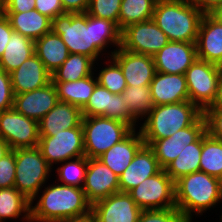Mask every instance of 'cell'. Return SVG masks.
Listing matches in <instances>:
<instances>
[{"mask_svg":"<svg viewBox=\"0 0 222 222\" xmlns=\"http://www.w3.org/2000/svg\"><path fill=\"white\" fill-rule=\"evenodd\" d=\"M51 30L60 35L69 53L89 56L95 62L107 53L105 57H111L121 46L118 26L113 21L91 16L87 12L58 15L52 20ZM112 45L116 48L107 52L106 49L109 46L112 48Z\"/></svg>","mask_w":222,"mask_h":222,"instance_id":"obj_1","label":"cell"},{"mask_svg":"<svg viewBox=\"0 0 222 222\" xmlns=\"http://www.w3.org/2000/svg\"><path fill=\"white\" fill-rule=\"evenodd\" d=\"M43 187L42 192H38L40 196L31 201V222H62L91 211L82 188L56 181Z\"/></svg>","mask_w":222,"mask_h":222,"instance_id":"obj_2","label":"cell"},{"mask_svg":"<svg viewBox=\"0 0 222 222\" xmlns=\"http://www.w3.org/2000/svg\"><path fill=\"white\" fill-rule=\"evenodd\" d=\"M175 202L183 218L193 222L194 213L200 217L222 203V180L201 171L181 176L175 181Z\"/></svg>","mask_w":222,"mask_h":222,"instance_id":"obj_3","label":"cell"},{"mask_svg":"<svg viewBox=\"0 0 222 222\" xmlns=\"http://www.w3.org/2000/svg\"><path fill=\"white\" fill-rule=\"evenodd\" d=\"M203 15L189 0H158L152 19L169 41L196 43Z\"/></svg>","mask_w":222,"mask_h":222,"instance_id":"obj_4","label":"cell"},{"mask_svg":"<svg viewBox=\"0 0 222 222\" xmlns=\"http://www.w3.org/2000/svg\"><path fill=\"white\" fill-rule=\"evenodd\" d=\"M204 112L191 101L156 105L139 126L145 145L193 125Z\"/></svg>","mask_w":222,"mask_h":222,"instance_id":"obj_5","label":"cell"},{"mask_svg":"<svg viewBox=\"0 0 222 222\" xmlns=\"http://www.w3.org/2000/svg\"><path fill=\"white\" fill-rule=\"evenodd\" d=\"M52 170L37 147L15 149L14 187L28 200L32 201L38 195Z\"/></svg>","mask_w":222,"mask_h":222,"instance_id":"obj_6","label":"cell"},{"mask_svg":"<svg viewBox=\"0 0 222 222\" xmlns=\"http://www.w3.org/2000/svg\"><path fill=\"white\" fill-rule=\"evenodd\" d=\"M84 151L87 158H98L134 129L117 119L83 116Z\"/></svg>","mask_w":222,"mask_h":222,"instance_id":"obj_7","label":"cell"},{"mask_svg":"<svg viewBox=\"0 0 222 222\" xmlns=\"http://www.w3.org/2000/svg\"><path fill=\"white\" fill-rule=\"evenodd\" d=\"M221 72L220 66L199 58L185 72L189 100L203 112L215 99Z\"/></svg>","mask_w":222,"mask_h":222,"instance_id":"obj_8","label":"cell"},{"mask_svg":"<svg viewBox=\"0 0 222 222\" xmlns=\"http://www.w3.org/2000/svg\"><path fill=\"white\" fill-rule=\"evenodd\" d=\"M128 194L142 210L175 208V182L161 169L157 174L146 178Z\"/></svg>","mask_w":222,"mask_h":222,"instance_id":"obj_9","label":"cell"},{"mask_svg":"<svg viewBox=\"0 0 222 222\" xmlns=\"http://www.w3.org/2000/svg\"><path fill=\"white\" fill-rule=\"evenodd\" d=\"M37 148L52 168L66 160L85 156L82 124L58 131L54 136H40Z\"/></svg>","mask_w":222,"mask_h":222,"instance_id":"obj_10","label":"cell"},{"mask_svg":"<svg viewBox=\"0 0 222 222\" xmlns=\"http://www.w3.org/2000/svg\"><path fill=\"white\" fill-rule=\"evenodd\" d=\"M0 137L11 150L35 148L40 139L39 122L17 112L14 108L0 112Z\"/></svg>","mask_w":222,"mask_h":222,"instance_id":"obj_11","label":"cell"},{"mask_svg":"<svg viewBox=\"0 0 222 222\" xmlns=\"http://www.w3.org/2000/svg\"><path fill=\"white\" fill-rule=\"evenodd\" d=\"M169 42L153 19L129 25L121 31V48L136 54L155 55Z\"/></svg>","mask_w":222,"mask_h":222,"instance_id":"obj_12","label":"cell"},{"mask_svg":"<svg viewBox=\"0 0 222 222\" xmlns=\"http://www.w3.org/2000/svg\"><path fill=\"white\" fill-rule=\"evenodd\" d=\"M82 114L89 117L103 116L117 119L130 125L133 129L139 128V122L128 110L121 94H112L99 83L96 84L88 103L82 108Z\"/></svg>","mask_w":222,"mask_h":222,"instance_id":"obj_13","label":"cell"},{"mask_svg":"<svg viewBox=\"0 0 222 222\" xmlns=\"http://www.w3.org/2000/svg\"><path fill=\"white\" fill-rule=\"evenodd\" d=\"M206 131L204 114L191 126L176 131L167 138L154 141L149 147L162 169L185 149L188 144L195 142Z\"/></svg>","mask_w":222,"mask_h":222,"instance_id":"obj_14","label":"cell"},{"mask_svg":"<svg viewBox=\"0 0 222 222\" xmlns=\"http://www.w3.org/2000/svg\"><path fill=\"white\" fill-rule=\"evenodd\" d=\"M82 189L87 201L95 202L120 192L118 176L97 158H88V166Z\"/></svg>","mask_w":222,"mask_h":222,"instance_id":"obj_15","label":"cell"},{"mask_svg":"<svg viewBox=\"0 0 222 222\" xmlns=\"http://www.w3.org/2000/svg\"><path fill=\"white\" fill-rule=\"evenodd\" d=\"M97 222H138L142 209L128 193L118 192L91 205Z\"/></svg>","mask_w":222,"mask_h":222,"instance_id":"obj_16","label":"cell"},{"mask_svg":"<svg viewBox=\"0 0 222 222\" xmlns=\"http://www.w3.org/2000/svg\"><path fill=\"white\" fill-rule=\"evenodd\" d=\"M111 57L121 67L127 86H150L156 73L153 56L132 53L120 47Z\"/></svg>","mask_w":222,"mask_h":222,"instance_id":"obj_17","label":"cell"},{"mask_svg":"<svg viewBox=\"0 0 222 222\" xmlns=\"http://www.w3.org/2000/svg\"><path fill=\"white\" fill-rule=\"evenodd\" d=\"M153 59L156 72L185 74L197 59L196 43L169 41Z\"/></svg>","mask_w":222,"mask_h":222,"instance_id":"obj_18","label":"cell"},{"mask_svg":"<svg viewBox=\"0 0 222 222\" xmlns=\"http://www.w3.org/2000/svg\"><path fill=\"white\" fill-rule=\"evenodd\" d=\"M58 102L53 82L48 85L14 95L13 108L24 116L39 122Z\"/></svg>","mask_w":222,"mask_h":222,"instance_id":"obj_19","label":"cell"},{"mask_svg":"<svg viewBox=\"0 0 222 222\" xmlns=\"http://www.w3.org/2000/svg\"><path fill=\"white\" fill-rule=\"evenodd\" d=\"M197 58L222 68V24L204 14L196 41Z\"/></svg>","mask_w":222,"mask_h":222,"instance_id":"obj_20","label":"cell"},{"mask_svg":"<svg viewBox=\"0 0 222 222\" xmlns=\"http://www.w3.org/2000/svg\"><path fill=\"white\" fill-rule=\"evenodd\" d=\"M14 95L33 91L52 82V75L36 54L10 73Z\"/></svg>","mask_w":222,"mask_h":222,"instance_id":"obj_21","label":"cell"},{"mask_svg":"<svg viewBox=\"0 0 222 222\" xmlns=\"http://www.w3.org/2000/svg\"><path fill=\"white\" fill-rule=\"evenodd\" d=\"M161 169L153 150L144 145L125 171L118 177L120 192L128 193L146 178L157 174Z\"/></svg>","mask_w":222,"mask_h":222,"instance_id":"obj_22","label":"cell"},{"mask_svg":"<svg viewBox=\"0 0 222 222\" xmlns=\"http://www.w3.org/2000/svg\"><path fill=\"white\" fill-rule=\"evenodd\" d=\"M150 91L155 106L190 101L185 74L156 72Z\"/></svg>","mask_w":222,"mask_h":222,"instance_id":"obj_23","label":"cell"},{"mask_svg":"<svg viewBox=\"0 0 222 222\" xmlns=\"http://www.w3.org/2000/svg\"><path fill=\"white\" fill-rule=\"evenodd\" d=\"M144 145L140 131L134 129L126 138L113 145L97 159L119 177Z\"/></svg>","mask_w":222,"mask_h":222,"instance_id":"obj_24","label":"cell"},{"mask_svg":"<svg viewBox=\"0 0 222 222\" xmlns=\"http://www.w3.org/2000/svg\"><path fill=\"white\" fill-rule=\"evenodd\" d=\"M82 120V109L67 102L58 101L39 121V135L54 136L58 131L80 126Z\"/></svg>","mask_w":222,"mask_h":222,"instance_id":"obj_25","label":"cell"},{"mask_svg":"<svg viewBox=\"0 0 222 222\" xmlns=\"http://www.w3.org/2000/svg\"><path fill=\"white\" fill-rule=\"evenodd\" d=\"M35 54L52 74L68 58L69 51L60 35L52 30L34 41Z\"/></svg>","mask_w":222,"mask_h":222,"instance_id":"obj_26","label":"cell"},{"mask_svg":"<svg viewBox=\"0 0 222 222\" xmlns=\"http://www.w3.org/2000/svg\"><path fill=\"white\" fill-rule=\"evenodd\" d=\"M10 21L14 32L33 41L51 31L52 20L36 9L21 13H3Z\"/></svg>","mask_w":222,"mask_h":222,"instance_id":"obj_27","label":"cell"},{"mask_svg":"<svg viewBox=\"0 0 222 222\" xmlns=\"http://www.w3.org/2000/svg\"><path fill=\"white\" fill-rule=\"evenodd\" d=\"M97 83L96 73L77 81L53 82L58 101L67 102L80 109L88 103Z\"/></svg>","mask_w":222,"mask_h":222,"instance_id":"obj_28","label":"cell"},{"mask_svg":"<svg viewBox=\"0 0 222 222\" xmlns=\"http://www.w3.org/2000/svg\"><path fill=\"white\" fill-rule=\"evenodd\" d=\"M34 54V41L27 36L13 32L0 58V69L11 73Z\"/></svg>","mask_w":222,"mask_h":222,"instance_id":"obj_29","label":"cell"},{"mask_svg":"<svg viewBox=\"0 0 222 222\" xmlns=\"http://www.w3.org/2000/svg\"><path fill=\"white\" fill-rule=\"evenodd\" d=\"M21 216V217H20ZM22 218L31 222V201L15 187L0 189V222Z\"/></svg>","mask_w":222,"mask_h":222,"instance_id":"obj_30","label":"cell"},{"mask_svg":"<svg viewBox=\"0 0 222 222\" xmlns=\"http://www.w3.org/2000/svg\"><path fill=\"white\" fill-rule=\"evenodd\" d=\"M99 62L83 54H69L63 64L54 71L52 82L77 81L96 72ZM96 70H95V69Z\"/></svg>","mask_w":222,"mask_h":222,"instance_id":"obj_31","label":"cell"},{"mask_svg":"<svg viewBox=\"0 0 222 222\" xmlns=\"http://www.w3.org/2000/svg\"><path fill=\"white\" fill-rule=\"evenodd\" d=\"M201 152L202 135L195 142L188 144L177 158L164 168L165 172L175 182L181 176L200 171Z\"/></svg>","mask_w":222,"mask_h":222,"instance_id":"obj_32","label":"cell"},{"mask_svg":"<svg viewBox=\"0 0 222 222\" xmlns=\"http://www.w3.org/2000/svg\"><path fill=\"white\" fill-rule=\"evenodd\" d=\"M200 171L222 180V140L212 137L207 130L202 134Z\"/></svg>","mask_w":222,"mask_h":222,"instance_id":"obj_33","label":"cell"},{"mask_svg":"<svg viewBox=\"0 0 222 222\" xmlns=\"http://www.w3.org/2000/svg\"><path fill=\"white\" fill-rule=\"evenodd\" d=\"M157 0H122L118 28L122 31L129 25L153 18Z\"/></svg>","mask_w":222,"mask_h":222,"instance_id":"obj_34","label":"cell"},{"mask_svg":"<svg viewBox=\"0 0 222 222\" xmlns=\"http://www.w3.org/2000/svg\"><path fill=\"white\" fill-rule=\"evenodd\" d=\"M121 96L132 116L140 123L155 107L150 86H127Z\"/></svg>","mask_w":222,"mask_h":222,"instance_id":"obj_35","label":"cell"},{"mask_svg":"<svg viewBox=\"0 0 222 222\" xmlns=\"http://www.w3.org/2000/svg\"><path fill=\"white\" fill-rule=\"evenodd\" d=\"M60 167L57 166L56 172L58 178L55 180L64 185L83 187L86 170L88 166V158L81 156L78 158L61 162Z\"/></svg>","mask_w":222,"mask_h":222,"instance_id":"obj_36","label":"cell"},{"mask_svg":"<svg viewBox=\"0 0 222 222\" xmlns=\"http://www.w3.org/2000/svg\"><path fill=\"white\" fill-rule=\"evenodd\" d=\"M107 60L104 62L107 66L103 65L105 67L102 66V69L97 71V81L112 94H121L127 87L126 79L119 64L112 57Z\"/></svg>","mask_w":222,"mask_h":222,"instance_id":"obj_37","label":"cell"},{"mask_svg":"<svg viewBox=\"0 0 222 222\" xmlns=\"http://www.w3.org/2000/svg\"><path fill=\"white\" fill-rule=\"evenodd\" d=\"M122 0H90L87 13L91 16L113 21L118 26Z\"/></svg>","mask_w":222,"mask_h":222,"instance_id":"obj_38","label":"cell"},{"mask_svg":"<svg viewBox=\"0 0 222 222\" xmlns=\"http://www.w3.org/2000/svg\"><path fill=\"white\" fill-rule=\"evenodd\" d=\"M138 222H187L175 208L161 210H142Z\"/></svg>","mask_w":222,"mask_h":222,"instance_id":"obj_39","label":"cell"},{"mask_svg":"<svg viewBox=\"0 0 222 222\" xmlns=\"http://www.w3.org/2000/svg\"><path fill=\"white\" fill-rule=\"evenodd\" d=\"M15 150H11L0 160V189L14 187Z\"/></svg>","mask_w":222,"mask_h":222,"instance_id":"obj_40","label":"cell"},{"mask_svg":"<svg viewBox=\"0 0 222 222\" xmlns=\"http://www.w3.org/2000/svg\"><path fill=\"white\" fill-rule=\"evenodd\" d=\"M14 92L10 73L0 69V112L13 108Z\"/></svg>","mask_w":222,"mask_h":222,"instance_id":"obj_41","label":"cell"},{"mask_svg":"<svg viewBox=\"0 0 222 222\" xmlns=\"http://www.w3.org/2000/svg\"><path fill=\"white\" fill-rule=\"evenodd\" d=\"M206 130L214 138L222 140V111L205 110Z\"/></svg>","mask_w":222,"mask_h":222,"instance_id":"obj_42","label":"cell"},{"mask_svg":"<svg viewBox=\"0 0 222 222\" xmlns=\"http://www.w3.org/2000/svg\"><path fill=\"white\" fill-rule=\"evenodd\" d=\"M35 9L51 20L66 13L62 7L61 0H35Z\"/></svg>","mask_w":222,"mask_h":222,"instance_id":"obj_43","label":"cell"},{"mask_svg":"<svg viewBox=\"0 0 222 222\" xmlns=\"http://www.w3.org/2000/svg\"><path fill=\"white\" fill-rule=\"evenodd\" d=\"M3 13H21L35 9V0H3Z\"/></svg>","mask_w":222,"mask_h":222,"instance_id":"obj_44","label":"cell"},{"mask_svg":"<svg viewBox=\"0 0 222 222\" xmlns=\"http://www.w3.org/2000/svg\"><path fill=\"white\" fill-rule=\"evenodd\" d=\"M13 32L9 19L4 14L0 15V58Z\"/></svg>","mask_w":222,"mask_h":222,"instance_id":"obj_45","label":"cell"},{"mask_svg":"<svg viewBox=\"0 0 222 222\" xmlns=\"http://www.w3.org/2000/svg\"><path fill=\"white\" fill-rule=\"evenodd\" d=\"M62 7L68 13H86L90 0H61Z\"/></svg>","mask_w":222,"mask_h":222,"instance_id":"obj_46","label":"cell"},{"mask_svg":"<svg viewBox=\"0 0 222 222\" xmlns=\"http://www.w3.org/2000/svg\"><path fill=\"white\" fill-rule=\"evenodd\" d=\"M204 14L211 13L217 6L222 4V0H189Z\"/></svg>","mask_w":222,"mask_h":222,"instance_id":"obj_47","label":"cell"},{"mask_svg":"<svg viewBox=\"0 0 222 222\" xmlns=\"http://www.w3.org/2000/svg\"><path fill=\"white\" fill-rule=\"evenodd\" d=\"M206 110H220L222 111V72L218 81L217 93L214 101Z\"/></svg>","mask_w":222,"mask_h":222,"instance_id":"obj_48","label":"cell"},{"mask_svg":"<svg viewBox=\"0 0 222 222\" xmlns=\"http://www.w3.org/2000/svg\"><path fill=\"white\" fill-rule=\"evenodd\" d=\"M62 222H97L95 215L92 211H89L87 214L72 217L70 219L64 220Z\"/></svg>","mask_w":222,"mask_h":222,"instance_id":"obj_49","label":"cell"},{"mask_svg":"<svg viewBox=\"0 0 222 222\" xmlns=\"http://www.w3.org/2000/svg\"><path fill=\"white\" fill-rule=\"evenodd\" d=\"M11 151V148L9 144L0 137V160L9 152Z\"/></svg>","mask_w":222,"mask_h":222,"instance_id":"obj_50","label":"cell"},{"mask_svg":"<svg viewBox=\"0 0 222 222\" xmlns=\"http://www.w3.org/2000/svg\"><path fill=\"white\" fill-rule=\"evenodd\" d=\"M214 19L222 24V4L217 6L211 13H209Z\"/></svg>","mask_w":222,"mask_h":222,"instance_id":"obj_51","label":"cell"},{"mask_svg":"<svg viewBox=\"0 0 222 222\" xmlns=\"http://www.w3.org/2000/svg\"><path fill=\"white\" fill-rule=\"evenodd\" d=\"M3 14L2 1L0 0V15Z\"/></svg>","mask_w":222,"mask_h":222,"instance_id":"obj_52","label":"cell"}]
</instances>
